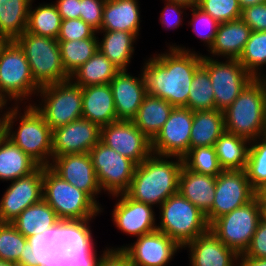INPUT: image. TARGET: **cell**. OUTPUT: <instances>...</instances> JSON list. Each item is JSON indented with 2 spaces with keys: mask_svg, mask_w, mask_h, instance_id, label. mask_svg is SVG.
I'll list each match as a JSON object with an SVG mask.
<instances>
[{
  "mask_svg": "<svg viewBox=\"0 0 266 266\" xmlns=\"http://www.w3.org/2000/svg\"><path fill=\"white\" fill-rule=\"evenodd\" d=\"M180 46L170 44L164 53L150 55L140 71L147 94L174 107L187 108L189 88L195 71L202 65V54Z\"/></svg>",
  "mask_w": 266,
  "mask_h": 266,
  "instance_id": "obj_1",
  "label": "cell"
},
{
  "mask_svg": "<svg viewBox=\"0 0 266 266\" xmlns=\"http://www.w3.org/2000/svg\"><path fill=\"white\" fill-rule=\"evenodd\" d=\"M43 199L79 240L93 238L90 222L102 213V208L86 192L60 178L48 166H43Z\"/></svg>",
  "mask_w": 266,
  "mask_h": 266,
  "instance_id": "obj_2",
  "label": "cell"
},
{
  "mask_svg": "<svg viewBox=\"0 0 266 266\" xmlns=\"http://www.w3.org/2000/svg\"><path fill=\"white\" fill-rule=\"evenodd\" d=\"M182 166L183 159L180 157L152 153L136 165L126 194L135 201L160 207L170 196L178 193Z\"/></svg>",
  "mask_w": 266,
  "mask_h": 266,
  "instance_id": "obj_3",
  "label": "cell"
},
{
  "mask_svg": "<svg viewBox=\"0 0 266 266\" xmlns=\"http://www.w3.org/2000/svg\"><path fill=\"white\" fill-rule=\"evenodd\" d=\"M42 253L75 252L79 239L42 199L23 210L12 222Z\"/></svg>",
  "mask_w": 266,
  "mask_h": 266,
  "instance_id": "obj_4",
  "label": "cell"
},
{
  "mask_svg": "<svg viewBox=\"0 0 266 266\" xmlns=\"http://www.w3.org/2000/svg\"><path fill=\"white\" fill-rule=\"evenodd\" d=\"M5 120V136L29 155L40 166L47 167L52 160L53 130L33 105H10ZM19 121L17 128L14 126Z\"/></svg>",
  "mask_w": 266,
  "mask_h": 266,
  "instance_id": "obj_5",
  "label": "cell"
},
{
  "mask_svg": "<svg viewBox=\"0 0 266 266\" xmlns=\"http://www.w3.org/2000/svg\"><path fill=\"white\" fill-rule=\"evenodd\" d=\"M223 115L228 133L250 141L266 136V80L254 78Z\"/></svg>",
  "mask_w": 266,
  "mask_h": 266,
  "instance_id": "obj_6",
  "label": "cell"
},
{
  "mask_svg": "<svg viewBox=\"0 0 266 266\" xmlns=\"http://www.w3.org/2000/svg\"><path fill=\"white\" fill-rule=\"evenodd\" d=\"M157 230L165 233L182 248L209 230L205 214L179 192L160 207Z\"/></svg>",
  "mask_w": 266,
  "mask_h": 266,
  "instance_id": "obj_7",
  "label": "cell"
},
{
  "mask_svg": "<svg viewBox=\"0 0 266 266\" xmlns=\"http://www.w3.org/2000/svg\"><path fill=\"white\" fill-rule=\"evenodd\" d=\"M15 41L23 49L32 77L40 87L70 80L63 68L57 39L25 31Z\"/></svg>",
  "mask_w": 266,
  "mask_h": 266,
  "instance_id": "obj_8",
  "label": "cell"
},
{
  "mask_svg": "<svg viewBox=\"0 0 266 266\" xmlns=\"http://www.w3.org/2000/svg\"><path fill=\"white\" fill-rule=\"evenodd\" d=\"M40 88L32 77L23 49L15 40H9L0 53V93L9 102L20 105L35 97Z\"/></svg>",
  "mask_w": 266,
  "mask_h": 266,
  "instance_id": "obj_9",
  "label": "cell"
},
{
  "mask_svg": "<svg viewBox=\"0 0 266 266\" xmlns=\"http://www.w3.org/2000/svg\"><path fill=\"white\" fill-rule=\"evenodd\" d=\"M39 103H28L43 116L52 130L82 118V87L71 80L42 86ZM41 100V102H40Z\"/></svg>",
  "mask_w": 266,
  "mask_h": 266,
  "instance_id": "obj_10",
  "label": "cell"
},
{
  "mask_svg": "<svg viewBox=\"0 0 266 266\" xmlns=\"http://www.w3.org/2000/svg\"><path fill=\"white\" fill-rule=\"evenodd\" d=\"M261 220V205L257 197L247 204L215 219L209 229L238 255L245 253Z\"/></svg>",
  "mask_w": 266,
  "mask_h": 266,
  "instance_id": "obj_11",
  "label": "cell"
},
{
  "mask_svg": "<svg viewBox=\"0 0 266 266\" xmlns=\"http://www.w3.org/2000/svg\"><path fill=\"white\" fill-rule=\"evenodd\" d=\"M224 60L202 55V66L208 71L214 90L215 109L220 111L229 107L254 79L238 60Z\"/></svg>",
  "mask_w": 266,
  "mask_h": 266,
  "instance_id": "obj_12",
  "label": "cell"
},
{
  "mask_svg": "<svg viewBox=\"0 0 266 266\" xmlns=\"http://www.w3.org/2000/svg\"><path fill=\"white\" fill-rule=\"evenodd\" d=\"M101 190L110 196L126 193L136 164L99 141L89 152Z\"/></svg>",
  "mask_w": 266,
  "mask_h": 266,
  "instance_id": "obj_13",
  "label": "cell"
},
{
  "mask_svg": "<svg viewBox=\"0 0 266 266\" xmlns=\"http://www.w3.org/2000/svg\"><path fill=\"white\" fill-rule=\"evenodd\" d=\"M256 197L245 170H223L216 177L211 210L205 215L210 225L218 217L241 207Z\"/></svg>",
  "mask_w": 266,
  "mask_h": 266,
  "instance_id": "obj_14",
  "label": "cell"
},
{
  "mask_svg": "<svg viewBox=\"0 0 266 266\" xmlns=\"http://www.w3.org/2000/svg\"><path fill=\"white\" fill-rule=\"evenodd\" d=\"M193 111L174 107L160 132L151 141L153 154L183 158L190 149Z\"/></svg>",
  "mask_w": 266,
  "mask_h": 266,
  "instance_id": "obj_15",
  "label": "cell"
},
{
  "mask_svg": "<svg viewBox=\"0 0 266 266\" xmlns=\"http://www.w3.org/2000/svg\"><path fill=\"white\" fill-rule=\"evenodd\" d=\"M100 141L136 165L152 154L151 140L133 121H116L101 127Z\"/></svg>",
  "mask_w": 266,
  "mask_h": 266,
  "instance_id": "obj_16",
  "label": "cell"
},
{
  "mask_svg": "<svg viewBox=\"0 0 266 266\" xmlns=\"http://www.w3.org/2000/svg\"><path fill=\"white\" fill-rule=\"evenodd\" d=\"M0 200V222H12L23 210L43 199V166L10 181Z\"/></svg>",
  "mask_w": 266,
  "mask_h": 266,
  "instance_id": "obj_17",
  "label": "cell"
},
{
  "mask_svg": "<svg viewBox=\"0 0 266 266\" xmlns=\"http://www.w3.org/2000/svg\"><path fill=\"white\" fill-rule=\"evenodd\" d=\"M133 266H167L183 248L165 233L154 231L142 235L132 244L120 246Z\"/></svg>",
  "mask_w": 266,
  "mask_h": 266,
  "instance_id": "obj_18",
  "label": "cell"
},
{
  "mask_svg": "<svg viewBox=\"0 0 266 266\" xmlns=\"http://www.w3.org/2000/svg\"><path fill=\"white\" fill-rule=\"evenodd\" d=\"M48 167L63 180L86 192L103 211V207L97 199L103 191L97 181L89 153L66 154L55 157Z\"/></svg>",
  "mask_w": 266,
  "mask_h": 266,
  "instance_id": "obj_19",
  "label": "cell"
},
{
  "mask_svg": "<svg viewBox=\"0 0 266 266\" xmlns=\"http://www.w3.org/2000/svg\"><path fill=\"white\" fill-rule=\"evenodd\" d=\"M116 200L112 222L118 230L137 238L157 230L154 207L130 198L126 193L113 195Z\"/></svg>",
  "mask_w": 266,
  "mask_h": 266,
  "instance_id": "obj_20",
  "label": "cell"
},
{
  "mask_svg": "<svg viewBox=\"0 0 266 266\" xmlns=\"http://www.w3.org/2000/svg\"><path fill=\"white\" fill-rule=\"evenodd\" d=\"M100 127L80 118L53 130L52 159L66 154L89 153L100 141Z\"/></svg>",
  "mask_w": 266,
  "mask_h": 266,
  "instance_id": "obj_21",
  "label": "cell"
},
{
  "mask_svg": "<svg viewBox=\"0 0 266 266\" xmlns=\"http://www.w3.org/2000/svg\"><path fill=\"white\" fill-rule=\"evenodd\" d=\"M127 71L120 70L109 83L118 121H133L147 95L142 73L134 77Z\"/></svg>",
  "mask_w": 266,
  "mask_h": 266,
  "instance_id": "obj_22",
  "label": "cell"
},
{
  "mask_svg": "<svg viewBox=\"0 0 266 266\" xmlns=\"http://www.w3.org/2000/svg\"><path fill=\"white\" fill-rule=\"evenodd\" d=\"M190 266H237L238 254L221 242L209 229L187 243Z\"/></svg>",
  "mask_w": 266,
  "mask_h": 266,
  "instance_id": "obj_23",
  "label": "cell"
},
{
  "mask_svg": "<svg viewBox=\"0 0 266 266\" xmlns=\"http://www.w3.org/2000/svg\"><path fill=\"white\" fill-rule=\"evenodd\" d=\"M252 30L241 19L219 23L213 45L207 50L211 58L238 60Z\"/></svg>",
  "mask_w": 266,
  "mask_h": 266,
  "instance_id": "obj_24",
  "label": "cell"
},
{
  "mask_svg": "<svg viewBox=\"0 0 266 266\" xmlns=\"http://www.w3.org/2000/svg\"><path fill=\"white\" fill-rule=\"evenodd\" d=\"M82 118L100 128L118 121L110 84L82 88Z\"/></svg>",
  "mask_w": 266,
  "mask_h": 266,
  "instance_id": "obj_25",
  "label": "cell"
},
{
  "mask_svg": "<svg viewBox=\"0 0 266 266\" xmlns=\"http://www.w3.org/2000/svg\"><path fill=\"white\" fill-rule=\"evenodd\" d=\"M138 1L106 0L100 30L131 32L139 38L141 15Z\"/></svg>",
  "mask_w": 266,
  "mask_h": 266,
  "instance_id": "obj_26",
  "label": "cell"
},
{
  "mask_svg": "<svg viewBox=\"0 0 266 266\" xmlns=\"http://www.w3.org/2000/svg\"><path fill=\"white\" fill-rule=\"evenodd\" d=\"M216 177L199 174L184 165L179 175L178 192L205 215L211 210L215 196Z\"/></svg>",
  "mask_w": 266,
  "mask_h": 266,
  "instance_id": "obj_27",
  "label": "cell"
},
{
  "mask_svg": "<svg viewBox=\"0 0 266 266\" xmlns=\"http://www.w3.org/2000/svg\"><path fill=\"white\" fill-rule=\"evenodd\" d=\"M42 252L10 222H0V259L24 266Z\"/></svg>",
  "mask_w": 266,
  "mask_h": 266,
  "instance_id": "obj_28",
  "label": "cell"
},
{
  "mask_svg": "<svg viewBox=\"0 0 266 266\" xmlns=\"http://www.w3.org/2000/svg\"><path fill=\"white\" fill-rule=\"evenodd\" d=\"M40 165L4 136L0 140V180L14 181L30 175Z\"/></svg>",
  "mask_w": 266,
  "mask_h": 266,
  "instance_id": "obj_29",
  "label": "cell"
},
{
  "mask_svg": "<svg viewBox=\"0 0 266 266\" xmlns=\"http://www.w3.org/2000/svg\"><path fill=\"white\" fill-rule=\"evenodd\" d=\"M98 33L104 35L102 40L98 37V50L120 70H127L135 52L134 43L136 44L137 37L131 32L121 30H100Z\"/></svg>",
  "mask_w": 266,
  "mask_h": 266,
  "instance_id": "obj_30",
  "label": "cell"
},
{
  "mask_svg": "<svg viewBox=\"0 0 266 266\" xmlns=\"http://www.w3.org/2000/svg\"><path fill=\"white\" fill-rule=\"evenodd\" d=\"M224 132L223 111L218 109L195 111L190 134V149L214 146Z\"/></svg>",
  "mask_w": 266,
  "mask_h": 266,
  "instance_id": "obj_31",
  "label": "cell"
},
{
  "mask_svg": "<svg viewBox=\"0 0 266 266\" xmlns=\"http://www.w3.org/2000/svg\"><path fill=\"white\" fill-rule=\"evenodd\" d=\"M173 108L166 100L147 94L133 123L152 141L168 120Z\"/></svg>",
  "mask_w": 266,
  "mask_h": 266,
  "instance_id": "obj_32",
  "label": "cell"
},
{
  "mask_svg": "<svg viewBox=\"0 0 266 266\" xmlns=\"http://www.w3.org/2000/svg\"><path fill=\"white\" fill-rule=\"evenodd\" d=\"M120 69L99 50L82 66L73 72L70 80L80 86L88 87L109 84Z\"/></svg>",
  "mask_w": 266,
  "mask_h": 266,
  "instance_id": "obj_33",
  "label": "cell"
},
{
  "mask_svg": "<svg viewBox=\"0 0 266 266\" xmlns=\"http://www.w3.org/2000/svg\"><path fill=\"white\" fill-rule=\"evenodd\" d=\"M250 140L225 131L215 142L214 148L223 170H245Z\"/></svg>",
  "mask_w": 266,
  "mask_h": 266,
  "instance_id": "obj_34",
  "label": "cell"
},
{
  "mask_svg": "<svg viewBox=\"0 0 266 266\" xmlns=\"http://www.w3.org/2000/svg\"><path fill=\"white\" fill-rule=\"evenodd\" d=\"M94 240L86 238L78 242L74 252L75 258L83 266H133L128 254L122 248L106 247L102 254H97Z\"/></svg>",
  "mask_w": 266,
  "mask_h": 266,
  "instance_id": "obj_35",
  "label": "cell"
},
{
  "mask_svg": "<svg viewBox=\"0 0 266 266\" xmlns=\"http://www.w3.org/2000/svg\"><path fill=\"white\" fill-rule=\"evenodd\" d=\"M32 0H0V34L15 40L27 30Z\"/></svg>",
  "mask_w": 266,
  "mask_h": 266,
  "instance_id": "obj_36",
  "label": "cell"
},
{
  "mask_svg": "<svg viewBox=\"0 0 266 266\" xmlns=\"http://www.w3.org/2000/svg\"><path fill=\"white\" fill-rule=\"evenodd\" d=\"M29 7L27 32L57 39L60 33L62 18L55 3H44ZM34 8V9H33Z\"/></svg>",
  "mask_w": 266,
  "mask_h": 266,
  "instance_id": "obj_37",
  "label": "cell"
},
{
  "mask_svg": "<svg viewBox=\"0 0 266 266\" xmlns=\"http://www.w3.org/2000/svg\"><path fill=\"white\" fill-rule=\"evenodd\" d=\"M58 43L63 68L69 76L88 61L98 50V38L58 41Z\"/></svg>",
  "mask_w": 266,
  "mask_h": 266,
  "instance_id": "obj_38",
  "label": "cell"
},
{
  "mask_svg": "<svg viewBox=\"0 0 266 266\" xmlns=\"http://www.w3.org/2000/svg\"><path fill=\"white\" fill-rule=\"evenodd\" d=\"M238 61L254 78L266 76L261 70L266 66V31H252Z\"/></svg>",
  "mask_w": 266,
  "mask_h": 266,
  "instance_id": "obj_39",
  "label": "cell"
},
{
  "mask_svg": "<svg viewBox=\"0 0 266 266\" xmlns=\"http://www.w3.org/2000/svg\"><path fill=\"white\" fill-rule=\"evenodd\" d=\"M187 108L195 111L215 109L214 90L208 71L201 65L194 73Z\"/></svg>",
  "mask_w": 266,
  "mask_h": 266,
  "instance_id": "obj_40",
  "label": "cell"
},
{
  "mask_svg": "<svg viewBox=\"0 0 266 266\" xmlns=\"http://www.w3.org/2000/svg\"><path fill=\"white\" fill-rule=\"evenodd\" d=\"M245 172L255 191L266 184V136L250 141Z\"/></svg>",
  "mask_w": 266,
  "mask_h": 266,
  "instance_id": "obj_41",
  "label": "cell"
},
{
  "mask_svg": "<svg viewBox=\"0 0 266 266\" xmlns=\"http://www.w3.org/2000/svg\"><path fill=\"white\" fill-rule=\"evenodd\" d=\"M182 159L183 165L195 173L217 177L223 171L214 146L191 148Z\"/></svg>",
  "mask_w": 266,
  "mask_h": 266,
  "instance_id": "obj_42",
  "label": "cell"
},
{
  "mask_svg": "<svg viewBox=\"0 0 266 266\" xmlns=\"http://www.w3.org/2000/svg\"><path fill=\"white\" fill-rule=\"evenodd\" d=\"M197 7L218 23L237 20L242 15L238 0H198Z\"/></svg>",
  "mask_w": 266,
  "mask_h": 266,
  "instance_id": "obj_43",
  "label": "cell"
},
{
  "mask_svg": "<svg viewBox=\"0 0 266 266\" xmlns=\"http://www.w3.org/2000/svg\"><path fill=\"white\" fill-rule=\"evenodd\" d=\"M189 10L192 13V18L188 21V24L192 26V31L200 38L201 42H204V46L207 45L210 49L219 23L197 6H193Z\"/></svg>",
  "mask_w": 266,
  "mask_h": 266,
  "instance_id": "obj_44",
  "label": "cell"
},
{
  "mask_svg": "<svg viewBox=\"0 0 266 266\" xmlns=\"http://www.w3.org/2000/svg\"><path fill=\"white\" fill-rule=\"evenodd\" d=\"M86 38H98L97 32L82 19L62 20L57 41L82 40Z\"/></svg>",
  "mask_w": 266,
  "mask_h": 266,
  "instance_id": "obj_45",
  "label": "cell"
},
{
  "mask_svg": "<svg viewBox=\"0 0 266 266\" xmlns=\"http://www.w3.org/2000/svg\"><path fill=\"white\" fill-rule=\"evenodd\" d=\"M105 1L80 0V19L91 26L96 32L100 31Z\"/></svg>",
  "mask_w": 266,
  "mask_h": 266,
  "instance_id": "obj_46",
  "label": "cell"
},
{
  "mask_svg": "<svg viewBox=\"0 0 266 266\" xmlns=\"http://www.w3.org/2000/svg\"><path fill=\"white\" fill-rule=\"evenodd\" d=\"M164 2L166 4L164 5V8L160 13L161 14L159 18V21L161 22L160 24H162V26L169 31L171 29L174 30V28L177 29L182 24L181 23L183 21L182 15L185 14L184 10H188L190 9V7L181 3L169 2L166 0H164Z\"/></svg>",
  "mask_w": 266,
  "mask_h": 266,
  "instance_id": "obj_47",
  "label": "cell"
},
{
  "mask_svg": "<svg viewBox=\"0 0 266 266\" xmlns=\"http://www.w3.org/2000/svg\"><path fill=\"white\" fill-rule=\"evenodd\" d=\"M241 19L252 31H266V2L243 8Z\"/></svg>",
  "mask_w": 266,
  "mask_h": 266,
  "instance_id": "obj_48",
  "label": "cell"
},
{
  "mask_svg": "<svg viewBox=\"0 0 266 266\" xmlns=\"http://www.w3.org/2000/svg\"><path fill=\"white\" fill-rule=\"evenodd\" d=\"M244 256L266 258V223L261 219Z\"/></svg>",
  "mask_w": 266,
  "mask_h": 266,
  "instance_id": "obj_49",
  "label": "cell"
},
{
  "mask_svg": "<svg viewBox=\"0 0 266 266\" xmlns=\"http://www.w3.org/2000/svg\"><path fill=\"white\" fill-rule=\"evenodd\" d=\"M74 258V252L42 253L35 261L24 266H67Z\"/></svg>",
  "mask_w": 266,
  "mask_h": 266,
  "instance_id": "obj_50",
  "label": "cell"
},
{
  "mask_svg": "<svg viewBox=\"0 0 266 266\" xmlns=\"http://www.w3.org/2000/svg\"><path fill=\"white\" fill-rule=\"evenodd\" d=\"M62 20L80 18V0H56Z\"/></svg>",
  "mask_w": 266,
  "mask_h": 266,
  "instance_id": "obj_51",
  "label": "cell"
},
{
  "mask_svg": "<svg viewBox=\"0 0 266 266\" xmlns=\"http://www.w3.org/2000/svg\"><path fill=\"white\" fill-rule=\"evenodd\" d=\"M237 266H266V258H252L249 256H244L243 254H239Z\"/></svg>",
  "mask_w": 266,
  "mask_h": 266,
  "instance_id": "obj_52",
  "label": "cell"
},
{
  "mask_svg": "<svg viewBox=\"0 0 266 266\" xmlns=\"http://www.w3.org/2000/svg\"><path fill=\"white\" fill-rule=\"evenodd\" d=\"M8 104L10 105L8 100L0 93V113H2V115L0 114V119H6L8 110L10 108V107L7 106Z\"/></svg>",
  "mask_w": 266,
  "mask_h": 266,
  "instance_id": "obj_53",
  "label": "cell"
},
{
  "mask_svg": "<svg viewBox=\"0 0 266 266\" xmlns=\"http://www.w3.org/2000/svg\"><path fill=\"white\" fill-rule=\"evenodd\" d=\"M256 197L261 206H266V184L256 191Z\"/></svg>",
  "mask_w": 266,
  "mask_h": 266,
  "instance_id": "obj_54",
  "label": "cell"
},
{
  "mask_svg": "<svg viewBox=\"0 0 266 266\" xmlns=\"http://www.w3.org/2000/svg\"><path fill=\"white\" fill-rule=\"evenodd\" d=\"M238 2L241 9H243L248 6L265 3L266 0H238Z\"/></svg>",
  "mask_w": 266,
  "mask_h": 266,
  "instance_id": "obj_55",
  "label": "cell"
},
{
  "mask_svg": "<svg viewBox=\"0 0 266 266\" xmlns=\"http://www.w3.org/2000/svg\"><path fill=\"white\" fill-rule=\"evenodd\" d=\"M169 2H175V3H181L184 4L188 7H193V6H197L198 0H166Z\"/></svg>",
  "mask_w": 266,
  "mask_h": 266,
  "instance_id": "obj_56",
  "label": "cell"
},
{
  "mask_svg": "<svg viewBox=\"0 0 266 266\" xmlns=\"http://www.w3.org/2000/svg\"><path fill=\"white\" fill-rule=\"evenodd\" d=\"M8 42L9 39L6 36L0 34V53Z\"/></svg>",
  "mask_w": 266,
  "mask_h": 266,
  "instance_id": "obj_57",
  "label": "cell"
},
{
  "mask_svg": "<svg viewBox=\"0 0 266 266\" xmlns=\"http://www.w3.org/2000/svg\"><path fill=\"white\" fill-rule=\"evenodd\" d=\"M5 120L0 119V140L5 136Z\"/></svg>",
  "mask_w": 266,
  "mask_h": 266,
  "instance_id": "obj_58",
  "label": "cell"
},
{
  "mask_svg": "<svg viewBox=\"0 0 266 266\" xmlns=\"http://www.w3.org/2000/svg\"><path fill=\"white\" fill-rule=\"evenodd\" d=\"M0 266H20V265L14 262L4 261L0 259Z\"/></svg>",
  "mask_w": 266,
  "mask_h": 266,
  "instance_id": "obj_59",
  "label": "cell"
},
{
  "mask_svg": "<svg viewBox=\"0 0 266 266\" xmlns=\"http://www.w3.org/2000/svg\"><path fill=\"white\" fill-rule=\"evenodd\" d=\"M261 219L266 223V206H261Z\"/></svg>",
  "mask_w": 266,
  "mask_h": 266,
  "instance_id": "obj_60",
  "label": "cell"
}]
</instances>
